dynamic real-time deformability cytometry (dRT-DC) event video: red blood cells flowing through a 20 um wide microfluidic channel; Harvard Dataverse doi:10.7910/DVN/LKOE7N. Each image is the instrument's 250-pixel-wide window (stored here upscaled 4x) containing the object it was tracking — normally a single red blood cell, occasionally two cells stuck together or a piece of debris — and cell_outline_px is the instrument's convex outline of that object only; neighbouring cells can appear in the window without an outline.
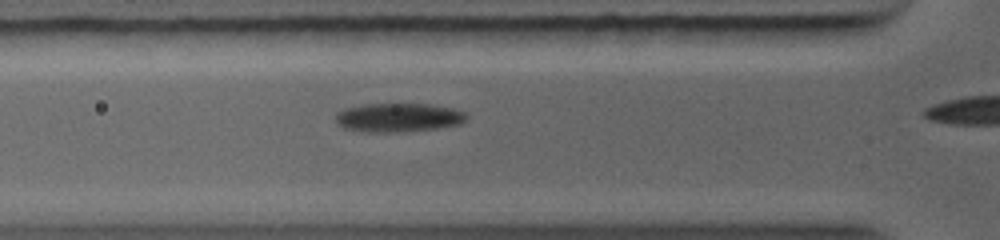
{"species": "common noctule bat (a hibernating species)", "species_latin": "Nyctalus noctula", "temperature_condition": "warm", "stored_images_in_passage": 5, "camera_frame_rate_fps": 5000, "um_per_image_px": 0.085, "animal": {"sex": "female", "body_mass_g": 19.0, "forearm_length_mm": 56.7}, "frame": {"image": 1, "passage_image": 4, "time_ms": 1.8, "image_size_px": [1000, 240], "cell_outline_px": [[468, 120], [460, 124], [436, 128], [396, 132], [368, 132], [344, 128], [336, 124], [336, 112], [344, 108], [368, 104], [428, 104], [452, 108], [464, 112], [468, 116]], "centroid_in_image_um": [33.85, 9.99], "position_along_channel_um": 91.9, "area_um2": 21.96}}